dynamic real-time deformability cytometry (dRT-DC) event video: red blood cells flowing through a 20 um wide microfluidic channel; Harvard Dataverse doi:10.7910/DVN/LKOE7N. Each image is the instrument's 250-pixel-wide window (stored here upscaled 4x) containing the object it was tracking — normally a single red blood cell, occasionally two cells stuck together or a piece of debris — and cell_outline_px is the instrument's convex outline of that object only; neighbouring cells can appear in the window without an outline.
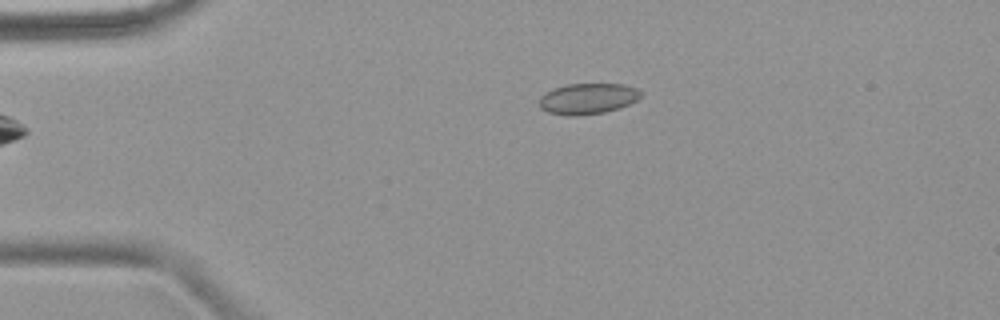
{"species": "common noctule bat (a hibernating species)", "species_latin": "Nyctalus noctula", "temperature_condition": "warm", "stored_images_in_passage": 3, "camera_frame_rate_fps": 3000, "um_per_image_px": 0.085, "animal": {"sex": "female", "body_mass_g": 18.4}, "frame": {"image": 1, "passage_image": 1, "time_ms": 0.0, "image_size_px": [1000, 320], "cell_outline_px": [[640, 96], [636, 100], [620, 108], [604, 112], [576, 116], [568, 116], [548, 112], [540, 108], [540, 96], [544, 92], [568, 84], [624, 84], [636, 88], [640, 92]], "centroid_in_image_um": [49.94, 8.39], "position_along_channel_um": 35.1, "area_um2": 18.15}}